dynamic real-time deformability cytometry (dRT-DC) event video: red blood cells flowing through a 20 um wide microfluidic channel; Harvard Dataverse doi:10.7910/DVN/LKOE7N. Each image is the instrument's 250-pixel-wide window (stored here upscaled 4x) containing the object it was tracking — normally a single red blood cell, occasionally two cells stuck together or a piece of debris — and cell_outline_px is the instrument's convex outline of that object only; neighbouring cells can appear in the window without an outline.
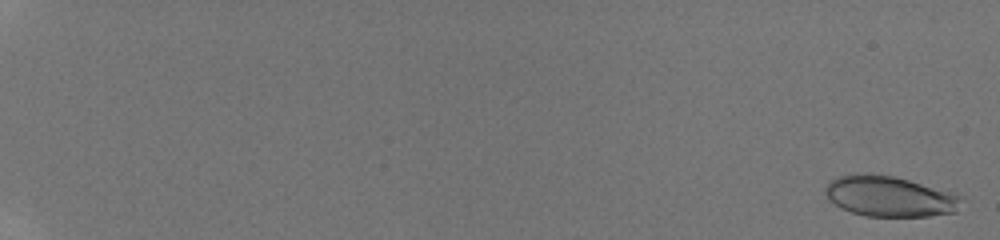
{"species": "human", "species_latin": "Homo sapiens", "temperature_condition": "room temperature", "stored_images_in_passage": 47, "camera_frame_rate_fps": 3000, "um_per_image_px": 0.085, "donor": {"sex": "male"}, "frame": {"image": 1, "passage_image": 2, "time_ms": 0.333, "image_size_px": [1000, 240], "cell_outline_px": [[964, 196], [956, 212], [928, 216], [864, 216], [840, 208], [828, 200], [824, 192], [824, 188], [828, 180], [836, 176], [856, 172], [892, 176], [956, 192]], "centroid_in_image_um": [75.59, 16.67], "position_along_channel_um": 9.4, "area_um2": 32.77}}
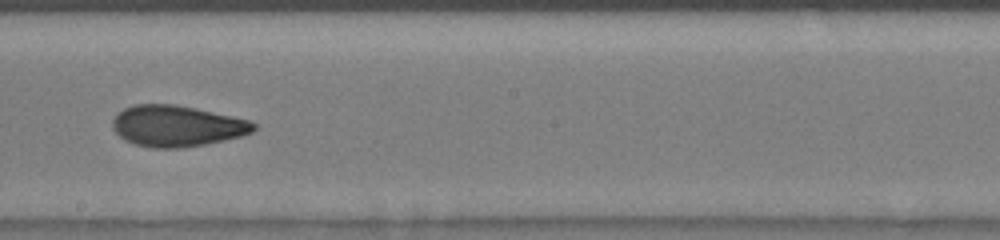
{"frame": {"image": 2, "passage_image": 28, "time_ms": 11.667, "image_size_px": [1000, 240], "cell_outline_px": [[256, 128], [252, 132], [240, 136], [224, 140], [204, 144], [180, 148], [152, 148], [132, 144], [124, 140], [112, 128], [112, 120], [124, 108], [132, 104], [172, 104], [196, 108], [232, 116], [248, 120], [256, 124]], "centroid_in_image_um": [15.0, 10.71], "position_along_channel_um": 233.2, "area_um2": 33.76}}
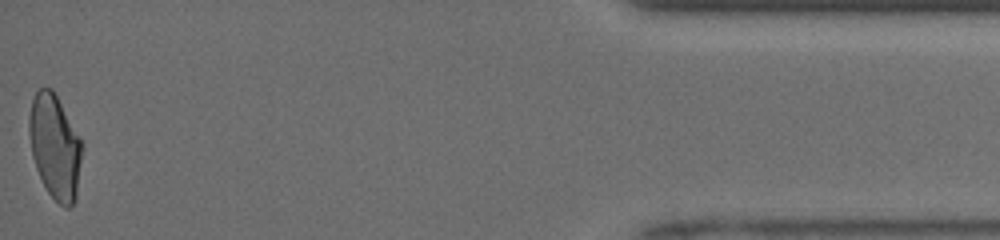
{"frame": {"image": 3, "passage_image": 47, "time_ms": 18.0, "image_size_px": [1000, 240], "cell_outline_px": [[84, 148], [76, 200], [68, 208], [64, 208], [48, 192], [36, 168], [32, 156], [28, 132], [28, 116], [32, 100], [36, 92], [40, 88], [52, 88], [80, 140]], "centroid_in_image_um": [4.67, 12.5], "position_along_channel_um": 430.5, "area_um2": 32.08}, "authors_computed_cell_mechanics": {"area_um2": 32.1946, "velocity_mm_per_s": 4.14, "shape_relaxation_time_tau1_ms": 6.5105, "shape_relaxation_time_tau2_ms": 1.4677, "deformation_change_tau1": 0.1797, "deformation_change_tau2": 0.0646}}